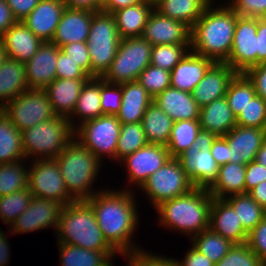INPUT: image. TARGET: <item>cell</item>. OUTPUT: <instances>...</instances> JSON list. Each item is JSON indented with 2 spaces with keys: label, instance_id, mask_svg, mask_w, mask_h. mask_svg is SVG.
Segmentation results:
<instances>
[{
  "label": "cell",
  "instance_id": "cell-1",
  "mask_svg": "<svg viewBox=\"0 0 266 266\" xmlns=\"http://www.w3.org/2000/svg\"><path fill=\"white\" fill-rule=\"evenodd\" d=\"M100 190L87 202L92 206L98 225L108 244L123 256L141 253L144 249L134 245L139 214L135 194L129 190ZM117 191V192H116ZM134 195V196H133ZM133 242V243H132Z\"/></svg>",
  "mask_w": 266,
  "mask_h": 266
},
{
  "label": "cell",
  "instance_id": "cell-2",
  "mask_svg": "<svg viewBox=\"0 0 266 266\" xmlns=\"http://www.w3.org/2000/svg\"><path fill=\"white\" fill-rule=\"evenodd\" d=\"M215 0L203 12V15L191 28V51L213 60L225 63L231 52L237 17L239 16L227 3Z\"/></svg>",
  "mask_w": 266,
  "mask_h": 266
},
{
  "label": "cell",
  "instance_id": "cell-3",
  "mask_svg": "<svg viewBox=\"0 0 266 266\" xmlns=\"http://www.w3.org/2000/svg\"><path fill=\"white\" fill-rule=\"evenodd\" d=\"M213 196L205 188L194 187L188 193L162 202L155 208L161 227L192 238L209 228Z\"/></svg>",
  "mask_w": 266,
  "mask_h": 266
},
{
  "label": "cell",
  "instance_id": "cell-4",
  "mask_svg": "<svg viewBox=\"0 0 266 266\" xmlns=\"http://www.w3.org/2000/svg\"><path fill=\"white\" fill-rule=\"evenodd\" d=\"M55 232L57 243L87 250L115 251L105 240L95 212L87 201H75L63 206Z\"/></svg>",
  "mask_w": 266,
  "mask_h": 266
},
{
  "label": "cell",
  "instance_id": "cell-5",
  "mask_svg": "<svg viewBox=\"0 0 266 266\" xmlns=\"http://www.w3.org/2000/svg\"><path fill=\"white\" fill-rule=\"evenodd\" d=\"M55 159L68 194L75 201H87L98 192L91 188L100 168L103 167L102 163L75 137Z\"/></svg>",
  "mask_w": 266,
  "mask_h": 266
},
{
  "label": "cell",
  "instance_id": "cell-6",
  "mask_svg": "<svg viewBox=\"0 0 266 266\" xmlns=\"http://www.w3.org/2000/svg\"><path fill=\"white\" fill-rule=\"evenodd\" d=\"M25 160L56 158L74 138L65 116H55L21 132ZM34 157V158H33Z\"/></svg>",
  "mask_w": 266,
  "mask_h": 266
},
{
  "label": "cell",
  "instance_id": "cell-7",
  "mask_svg": "<svg viewBox=\"0 0 266 266\" xmlns=\"http://www.w3.org/2000/svg\"><path fill=\"white\" fill-rule=\"evenodd\" d=\"M120 37L112 13L94 12L87 39L92 78L102 77L116 56Z\"/></svg>",
  "mask_w": 266,
  "mask_h": 266
},
{
  "label": "cell",
  "instance_id": "cell-8",
  "mask_svg": "<svg viewBox=\"0 0 266 266\" xmlns=\"http://www.w3.org/2000/svg\"><path fill=\"white\" fill-rule=\"evenodd\" d=\"M152 45L142 36L121 39L116 56L102 78L113 84L136 81L150 65Z\"/></svg>",
  "mask_w": 266,
  "mask_h": 266
},
{
  "label": "cell",
  "instance_id": "cell-9",
  "mask_svg": "<svg viewBox=\"0 0 266 266\" xmlns=\"http://www.w3.org/2000/svg\"><path fill=\"white\" fill-rule=\"evenodd\" d=\"M216 137L201 129L191 147L177 157L193 187L208 189L217 179L220 165L210 152Z\"/></svg>",
  "mask_w": 266,
  "mask_h": 266
},
{
  "label": "cell",
  "instance_id": "cell-10",
  "mask_svg": "<svg viewBox=\"0 0 266 266\" xmlns=\"http://www.w3.org/2000/svg\"><path fill=\"white\" fill-rule=\"evenodd\" d=\"M120 129L121 123L116 115H102L79 125L74 130V137L101 162L107 156L116 161Z\"/></svg>",
  "mask_w": 266,
  "mask_h": 266
},
{
  "label": "cell",
  "instance_id": "cell-11",
  "mask_svg": "<svg viewBox=\"0 0 266 266\" xmlns=\"http://www.w3.org/2000/svg\"><path fill=\"white\" fill-rule=\"evenodd\" d=\"M194 187L177 158H170L140 187L156 208L162 202L184 195Z\"/></svg>",
  "mask_w": 266,
  "mask_h": 266
},
{
  "label": "cell",
  "instance_id": "cell-12",
  "mask_svg": "<svg viewBox=\"0 0 266 266\" xmlns=\"http://www.w3.org/2000/svg\"><path fill=\"white\" fill-rule=\"evenodd\" d=\"M2 111L20 132L57 116L47 93L41 89H29L23 92L8 102Z\"/></svg>",
  "mask_w": 266,
  "mask_h": 266
},
{
  "label": "cell",
  "instance_id": "cell-13",
  "mask_svg": "<svg viewBox=\"0 0 266 266\" xmlns=\"http://www.w3.org/2000/svg\"><path fill=\"white\" fill-rule=\"evenodd\" d=\"M28 168V189L34 197L56 200L63 206L75 200L68 194L55 158L31 159Z\"/></svg>",
  "mask_w": 266,
  "mask_h": 266
},
{
  "label": "cell",
  "instance_id": "cell-14",
  "mask_svg": "<svg viewBox=\"0 0 266 266\" xmlns=\"http://www.w3.org/2000/svg\"><path fill=\"white\" fill-rule=\"evenodd\" d=\"M225 63L237 73L257 65V18L237 17L230 56Z\"/></svg>",
  "mask_w": 266,
  "mask_h": 266
},
{
  "label": "cell",
  "instance_id": "cell-15",
  "mask_svg": "<svg viewBox=\"0 0 266 266\" xmlns=\"http://www.w3.org/2000/svg\"><path fill=\"white\" fill-rule=\"evenodd\" d=\"M63 205L56 200L32 197L28 208L10 225V234H21L58 227Z\"/></svg>",
  "mask_w": 266,
  "mask_h": 266
},
{
  "label": "cell",
  "instance_id": "cell-16",
  "mask_svg": "<svg viewBox=\"0 0 266 266\" xmlns=\"http://www.w3.org/2000/svg\"><path fill=\"white\" fill-rule=\"evenodd\" d=\"M171 158L165 145L147 143L132 154L125 156L119 162L126 166L130 185L141 187L154 172L159 170Z\"/></svg>",
  "mask_w": 266,
  "mask_h": 266
},
{
  "label": "cell",
  "instance_id": "cell-17",
  "mask_svg": "<svg viewBox=\"0 0 266 266\" xmlns=\"http://www.w3.org/2000/svg\"><path fill=\"white\" fill-rule=\"evenodd\" d=\"M142 37L152 46L162 44H191V28L185 23L160 15L153 10Z\"/></svg>",
  "mask_w": 266,
  "mask_h": 266
},
{
  "label": "cell",
  "instance_id": "cell-18",
  "mask_svg": "<svg viewBox=\"0 0 266 266\" xmlns=\"http://www.w3.org/2000/svg\"><path fill=\"white\" fill-rule=\"evenodd\" d=\"M59 47L43 42L33 57L25 62L26 80L29 89L44 90L56 79V62Z\"/></svg>",
  "mask_w": 266,
  "mask_h": 266
},
{
  "label": "cell",
  "instance_id": "cell-19",
  "mask_svg": "<svg viewBox=\"0 0 266 266\" xmlns=\"http://www.w3.org/2000/svg\"><path fill=\"white\" fill-rule=\"evenodd\" d=\"M224 137L229 144L230 162L247 165L256 159L266 140V129L236 125Z\"/></svg>",
  "mask_w": 266,
  "mask_h": 266
},
{
  "label": "cell",
  "instance_id": "cell-20",
  "mask_svg": "<svg viewBox=\"0 0 266 266\" xmlns=\"http://www.w3.org/2000/svg\"><path fill=\"white\" fill-rule=\"evenodd\" d=\"M236 74L227 63H214L194 87L192 97L200 108L225 97L228 85Z\"/></svg>",
  "mask_w": 266,
  "mask_h": 266
},
{
  "label": "cell",
  "instance_id": "cell-21",
  "mask_svg": "<svg viewBox=\"0 0 266 266\" xmlns=\"http://www.w3.org/2000/svg\"><path fill=\"white\" fill-rule=\"evenodd\" d=\"M65 9L63 0H40L22 22L43 42H51Z\"/></svg>",
  "mask_w": 266,
  "mask_h": 266
},
{
  "label": "cell",
  "instance_id": "cell-22",
  "mask_svg": "<svg viewBox=\"0 0 266 266\" xmlns=\"http://www.w3.org/2000/svg\"><path fill=\"white\" fill-rule=\"evenodd\" d=\"M209 228L234 244L247 242L248 233L244 230L234 208L226 199L213 198Z\"/></svg>",
  "mask_w": 266,
  "mask_h": 266
},
{
  "label": "cell",
  "instance_id": "cell-23",
  "mask_svg": "<svg viewBox=\"0 0 266 266\" xmlns=\"http://www.w3.org/2000/svg\"><path fill=\"white\" fill-rule=\"evenodd\" d=\"M94 12L88 10H64L51 43L59 48L77 42H87Z\"/></svg>",
  "mask_w": 266,
  "mask_h": 266
},
{
  "label": "cell",
  "instance_id": "cell-24",
  "mask_svg": "<svg viewBox=\"0 0 266 266\" xmlns=\"http://www.w3.org/2000/svg\"><path fill=\"white\" fill-rule=\"evenodd\" d=\"M214 63L213 60L190 50L171 70V87L192 93L194 87Z\"/></svg>",
  "mask_w": 266,
  "mask_h": 266
},
{
  "label": "cell",
  "instance_id": "cell-25",
  "mask_svg": "<svg viewBox=\"0 0 266 266\" xmlns=\"http://www.w3.org/2000/svg\"><path fill=\"white\" fill-rule=\"evenodd\" d=\"M153 102L171 119L199 120L200 107L192 97V93L168 87L153 98Z\"/></svg>",
  "mask_w": 266,
  "mask_h": 266
},
{
  "label": "cell",
  "instance_id": "cell-26",
  "mask_svg": "<svg viewBox=\"0 0 266 266\" xmlns=\"http://www.w3.org/2000/svg\"><path fill=\"white\" fill-rule=\"evenodd\" d=\"M0 40L8 58L24 63L33 57L43 43L22 21H17L10 27Z\"/></svg>",
  "mask_w": 266,
  "mask_h": 266
},
{
  "label": "cell",
  "instance_id": "cell-27",
  "mask_svg": "<svg viewBox=\"0 0 266 266\" xmlns=\"http://www.w3.org/2000/svg\"><path fill=\"white\" fill-rule=\"evenodd\" d=\"M88 80L56 78L44 89L57 116L68 118L73 113L77 99Z\"/></svg>",
  "mask_w": 266,
  "mask_h": 266
},
{
  "label": "cell",
  "instance_id": "cell-28",
  "mask_svg": "<svg viewBox=\"0 0 266 266\" xmlns=\"http://www.w3.org/2000/svg\"><path fill=\"white\" fill-rule=\"evenodd\" d=\"M122 87V103L116 114L121 124L141 122L153 97L136 80L120 84Z\"/></svg>",
  "mask_w": 266,
  "mask_h": 266
},
{
  "label": "cell",
  "instance_id": "cell-29",
  "mask_svg": "<svg viewBox=\"0 0 266 266\" xmlns=\"http://www.w3.org/2000/svg\"><path fill=\"white\" fill-rule=\"evenodd\" d=\"M154 10V2H141L113 13L120 39L142 36L149 16Z\"/></svg>",
  "mask_w": 266,
  "mask_h": 266
},
{
  "label": "cell",
  "instance_id": "cell-30",
  "mask_svg": "<svg viewBox=\"0 0 266 266\" xmlns=\"http://www.w3.org/2000/svg\"><path fill=\"white\" fill-rule=\"evenodd\" d=\"M199 123L203 130L212 132L217 136H225L236 123V116L226 97L213 100L200 108Z\"/></svg>",
  "mask_w": 266,
  "mask_h": 266
},
{
  "label": "cell",
  "instance_id": "cell-31",
  "mask_svg": "<svg viewBox=\"0 0 266 266\" xmlns=\"http://www.w3.org/2000/svg\"><path fill=\"white\" fill-rule=\"evenodd\" d=\"M27 90L25 63L7 57L0 66V107Z\"/></svg>",
  "mask_w": 266,
  "mask_h": 266
},
{
  "label": "cell",
  "instance_id": "cell-32",
  "mask_svg": "<svg viewBox=\"0 0 266 266\" xmlns=\"http://www.w3.org/2000/svg\"><path fill=\"white\" fill-rule=\"evenodd\" d=\"M153 2L154 10L160 15L181 21L192 28L213 0H154Z\"/></svg>",
  "mask_w": 266,
  "mask_h": 266
},
{
  "label": "cell",
  "instance_id": "cell-33",
  "mask_svg": "<svg viewBox=\"0 0 266 266\" xmlns=\"http://www.w3.org/2000/svg\"><path fill=\"white\" fill-rule=\"evenodd\" d=\"M246 165L226 163L219 166L217 179L207 189L213 198L226 199L232 195L245 194Z\"/></svg>",
  "mask_w": 266,
  "mask_h": 266
},
{
  "label": "cell",
  "instance_id": "cell-34",
  "mask_svg": "<svg viewBox=\"0 0 266 266\" xmlns=\"http://www.w3.org/2000/svg\"><path fill=\"white\" fill-rule=\"evenodd\" d=\"M102 116L100 77L90 78L77 99L73 113L68 117L71 127L75 130L83 122ZM78 123H75V119ZM72 119V120H71ZM80 121V122H79Z\"/></svg>",
  "mask_w": 266,
  "mask_h": 266
},
{
  "label": "cell",
  "instance_id": "cell-35",
  "mask_svg": "<svg viewBox=\"0 0 266 266\" xmlns=\"http://www.w3.org/2000/svg\"><path fill=\"white\" fill-rule=\"evenodd\" d=\"M57 245L60 266H114L113 257L118 254L116 251L87 250L66 243Z\"/></svg>",
  "mask_w": 266,
  "mask_h": 266
},
{
  "label": "cell",
  "instance_id": "cell-36",
  "mask_svg": "<svg viewBox=\"0 0 266 266\" xmlns=\"http://www.w3.org/2000/svg\"><path fill=\"white\" fill-rule=\"evenodd\" d=\"M141 123L148 143L168 144L174 120L154 102L146 109Z\"/></svg>",
  "mask_w": 266,
  "mask_h": 266
},
{
  "label": "cell",
  "instance_id": "cell-37",
  "mask_svg": "<svg viewBox=\"0 0 266 266\" xmlns=\"http://www.w3.org/2000/svg\"><path fill=\"white\" fill-rule=\"evenodd\" d=\"M25 160L21 132L0 112V164Z\"/></svg>",
  "mask_w": 266,
  "mask_h": 266
},
{
  "label": "cell",
  "instance_id": "cell-38",
  "mask_svg": "<svg viewBox=\"0 0 266 266\" xmlns=\"http://www.w3.org/2000/svg\"><path fill=\"white\" fill-rule=\"evenodd\" d=\"M201 129L199 120L174 122L168 144L166 145L171 158H177L190 148Z\"/></svg>",
  "mask_w": 266,
  "mask_h": 266
},
{
  "label": "cell",
  "instance_id": "cell-39",
  "mask_svg": "<svg viewBox=\"0 0 266 266\" xmlns=\"http://www.w3.org/2000/svg\"><path fill=\"white\" fill-rule=\"evenodd\" d=\"M232 205L244 230L250 233L266 217V210L248 194L232 195L226 198Z\"/></svg>",
  "mask_w": 266,
  "mask_h": 266
},
{
  "label": "cell",
  "instance_id": "cell-40",
  "mask_svg": "<svg viewBox=\"0 0 266 266\" xmlns=\"http://www.w3.org/2000/svg\"><path fill=\"white\" fill-rule=\"evenodd\" d=\"M192 246L207 256L215 264L218 263L234 245L230 240L212 231L210 228L193 236Z\"/></svg>",
  "mask_w": 266,
  "mask_h": 266
},
{
  "label": "cell",
  "instance_id": "cell-41",
  "mask_svg": "<svg viewBox=\"0 0 266 266\" xmlns=\"http://www.w3.org/2000/svg\"><path fill=\"white\" fill-rule=\"evenodd\" d=\"M25 160L0 164V197L28 189V167Z\"/></svg>",
  "mask_w": 266,
  "mask_h": 266
},
{
  "label": "cell",
  "instance_id": "cell-42",
  "mask_svg": "<svg viewBox=\"0 0 266 266\" xmlns=\"http://www.w3.org/2000/svg\"><path fill=\"white\" fill-rule=\"evenodd\" d=\"M255 95L253 83L244 73H237L230 81L225 97L237 117Z\"/></svg>",
  "mask_w": 266,
  "mask_h": 266
},
{
  "label": "cell",
  "instance_id": "cell-43",
  "mask_svg": "<svg viewBox=\"0 0 266 266\" xmlns=\"http://www.w3.org/2000/svg\"><path fill=\"white\" fill-rule=\"evenodd\" d=\"M147 143L141 122L121 124L116 161L118 162L125 156L134 153Z\"/></svg>",
  "mask_w": 266,
  "mask_h": 266
},
{
  "label": "cell",
  "instance_id": "cell-44",
  "mask_svg": "<svg viewBox=\"0 0 266 266\" xmlns=\"http://www.w3.org/2000/svg\"><path fill=\"white\" fill-rule=\"evenodd\" d=\"M191 44H162L152 47L150 64L171 72L191 50Z\"/></svg>",
  "mask_w": 266,
  "mask_h": 266
},
{
  "label": "cell",
  "instance_id": "cell-45",
  "mask_svg": "<svg viewBox=\"0 0 266 266\" xmlns=\"http://www.w3.org/2000/svg\"><path fill=\"white\" fill-rule=\"evenodd\" d=\"M33 195L29 189L0 197V219L10 225L28 208Z\"/></svg>",
  "mask_w": 266,
  "mask_h": 266
},
{
  "label": "cell",
  "instance_id": "cell-46",
  "mask_svg": "<svg viewBox=\"0 0 266 266\" xmlns=\"http://www.w3.org/2000/svg\"><path fill=\"white\" fill-rule=\"evenodd\" d=\"M236 123L241 127L266 129V101L255 95L236 117Z\"/></svg>",
  "mask_w": 266,
  "mask_h": 266
},
{
  "label": "cell",
  "instance_id": "cell-47",
  "mask_svg": "<svg viewBox=\"0 0 266 266\" xmlns=\"http://www.w3.org/2000/svg\"><path fill=\"white\" fill-rule=\"evenodd\" d=\"M137 81L153 98L171 86L170 72L151 64L140 73Z\"/></svg>",
  "mask_w": 266,
  "mask_h": 266
},
{
  "label": "cell",
  "instance_id": "cell-48",
  "mask_svg": "<svg viewBox=\"0 0 266 266\" xmlns=\"http://www.w3.org/2000/svg\"><path fill=\"white\" fill-rule=\"evenodd\" d=\"M215 266H265L247 243L234 244Z\"/></svg>",
  "mask_w": 266,
  "mask_h": 266
},
{
  "label": "cell",
  "instance_id": "cell-49",
  "mask_svg": "<svg viewBox=\"0 0 266 266\" xmlns=\"http://www.w3.org/2000/svg\"><path fill=\"white\" fill-rule=\"evenodd\" d=\"M100 96L102 115H116L120 111L122 103V87L113 84L100 77Z\"/></svg>",
  "mask_w": 266,
  "mask_h": 266
},
{
  "label": "cell",
  "instance_id": "cell-50",
  "mask_svg": "<svg viewBox=\"0 0 266 266\" xmlns=\"http://www.w3.org/2000/svg\"><path fill=\"white\" fill-rule=\"evenodd\" d=\"M56 78L58 79H90L91 77L59 48L56 62Z\"/></svg>",
  "mask_w": 266,
  "mask_h": 266
},
{
  "label": "cell",
  "instance_id": "cell-51",
  "mask_svg": "<svg viewBox=\"0 0 266 266\" xmlns=\"http://www.w3.org/2000/svg\"><path fill=\"white\" fill-rule=\"evenodd\" d=\"M228 4L239 16L266 18V0H229Z\"/></svg>",
  "mask_w": 266,
  "mask_h": 266
},
{
  "label": "cell",
  "instance_id": "cell-52",
  "mask_svg": "<svg viewBox=\"0 0 266 266\" xmlns=\"http://www.w3.org/2000/svg\"><path fill=\"white\" fill-rule=\"evenodd\" d=\"M92 78V65L86 42L70 43L61 48Z\"/></svg>",
  "mask_w": 266,
  "mask_h": 266
},
{
  "label": "cell",
  "instance_id": "cell-53",
  "mask_svg": "<svg viewBox=\"0 0 266 266\" xmlns=\"http://www.w3.org/2000/svg\"><path fill=\"white\" fill-rule=\"evenodd\" d=\"M246 243L258 258L266 263V217L248 233Z\"/></svg>",
  "mask_w": 266,
  "mask_h": 266
},
{
  "label": "cell",
  "instance_id": "cell-54",
  "mask_svg": "<svg viewBox=\"0 0 266 266\" xmlns=\"http://www.w3.org/2000/svg\"><path fill=\"white\" fill-rule=\"evenodd\" d=\"M244 74L253 83L256 95L266 101V62L249 68Z\"/></svg>",
  "mask_w": 266,
  "mask_h": 266
},
{
  "label": "cell",
  "instance_id": "cell-55",
  "mask_svg": "<svg viewBox=\"0 0 266 266\" xmlns=\"http://www.w3.org/2000/svg\"><path fill=\"white\" fill-rule=\"evenodd\" d=\"M266 181V168L256 160L246 165L245 193H249L255 186Z\"/></svg>",
  "mask_w": 266,
  "mask_h": 266
},
{
  "label": "cell",
  "instance_id": "cell-56",
  "mask_svg": "<svg viewBox=\"0 0 266 266\" xmlns=\"http://www.w3.org/2000/svg\"><path fill=\"white\" fill-rule=\"evenodd\" d=\"M17 21H22L37 6L40 0H6Z\"/></svg>",
  "mask_w": 266,
  "mask_h": 266
},
{
  "label": "cell",
  "instance_id": "cell-57",
  "mask_svg": "<svg viewBox=\"0 0 266 266\" xmlns=\"http://www.w3.org/2000/svg\"><path fill=\"white\" fill-rule=\"evenodd\" d=\"M210 152L219 165H223L230 162L229 144L224 136L216 137L211 146Z\"/></svg>",
  "mask_w": 266,
  "mask_h": 266
},
{
  "label": "cell",
  "instance_id": "cell-58",
  "mask_svg": "<svg viewBox=\"0 0 266 266\" xmlns=\"http://www.w3.org/2000/svg\"><path fill=\"white\" fill-rule=\"evenodd\" d=\"M176 261L181 266H215V263L211 261L207 256L200 253L197 249H195L192 245L190 250L188 249L187 253L181 260Z\"/></svg>",
  "mask_w": 266,
  "mask_h": 266
},
{
  "label": "cell",
  "instance_id": "cell-59",
  "mask_svg": "<svg viewBox=\"0 0 266 266\" xmlns=\"http://www.w3.org/2000/svg\"><path fill=\"white\" fill-rule=\"evenodd\" d=\"M266 62V18H257V65Z\"/></svg>",
  "mask_w": 266,
  "mask_h": 266
},
{
  "label": "cell",
  "instance_id": "cell-60",
  "mask_svg": "<svg viewBox=\"0 0 266 266\" xmlns=\"http://www.w3.org/2000/svg\"><path fill=\"white\" fill-rule=\"evenodd\" d=\"M143 251L141 253L125 256L128 260L126 266H159V254Z\"/></svg>",
  "mask_w": 266,
  "mask_h": 266
},
{
  "label": "cell",
  "instance_id": "cell-61",
  "mask_svg": "<svg viewBox=\"0 0 266 266\" xmlns=\"http://www.w3.org/2000/svg\"><path fill=\"white\" fill-rule=\"evenodd\" d=\"M16 22L6 0H0V37Z\"/></svg>",
  "mask_w": 266,
  "mask_h": 266
},
{
  "label": "cell",
  "instance_id": "cell-62",
  "mask_svg": "<svg viewBox=\"0 0 266 266\" xmlns=\"http://www.w3.org/2000/svg\"><path fill=\"white\" fill-rule=\"evenodd\" d=\"M67 8L97 12L102 10L100 0H63Z\"/></svg>",
  "mask_w": 266,
  "mask_h": 266
},
{
  "label": "cell",
  "instance_id": "cell-63",
  "mask_svg": "<svg viewBox=\"0 0 266 266\" xmlns=\"http://www.w3.org/2000/svg\"><path fill=\"white\" fill-rule=\"evenodd\" d=\"M142 0H104L102 2V11L107 13H114L120 9L135 5Z\"/></svg>",
  "mask_w": 266,
  "mask_h": 266
},
{
  "label": "cell",
  "instance_id": "cell-64",
  "mask_svg": "<svg viewBox=\"0 0 266 266\" xmlns=\"http://www.w3.org/2000/svg\"><path fill=\"white\" fill-rule=\"evenodd\" d=\"M248 194L266 210V181L255 186Z\"/></svg>",
  "mask_w": 266,
  "mask_h": 266
},
{
  "label": "cell",
  "instance_id": "cell-65",
  "mask_svg": "<svg viewBox=\"0 0 266 266\" xmlns=\"http://www.w3.org/2000/svg\"><path fill=\"white\" fill-rule=\"evenodd\" d=\"M9 248L10 244L8 242V238L6 237V233L0 230V266L8 265L7 263H9L11 256Z\"/></svg>",
  "mask_w": 266,
  "mask_h": 266
},
{
  "label": "cell",
  "instance_id": "cell-66",
  "mask_svg": "<svg viewBox=\"0 0 266 266\" xmlns=\"http://www.w3.org/2000/svg\"><path fill=\"white\" fill-rule=\"evenodd\" d=\"M259 164L264 165L266 168V140L263 142L259 151L257 152L256 159Z\"/></svg>",
  "mask_w": 266,
  "mask_h": 266
},
{
  "label": "cell",
  "instance_id": "cell-67",
  "mask_svg": "<svg viewBox=\"0 0 266 266\" xmlns=\"http://www.w3.org/2000/svg\"><path fill=\"white\" fill-rule=\"evenodd\" d=\"M159 266H181L175 258L159 255Z\"/></svg>",
  "mask_w": 266,
  "mask_h": 266
},
{
  "label": "cell",
  "instance_id": "cell-68",
  "mask_svg": "<svg viewBox=\"0 0 266 266\" xmlns=\"http://www.w3.org/2000/svg\"><path fill=\"white\" fill-rule=\"evenodd\" d=\"M6 58H7L6 50H5V47L0 40V66L5 61Z\"/></svg>",
  "mask_w": 266,
  "mask_h": 266
}]
</instances>
